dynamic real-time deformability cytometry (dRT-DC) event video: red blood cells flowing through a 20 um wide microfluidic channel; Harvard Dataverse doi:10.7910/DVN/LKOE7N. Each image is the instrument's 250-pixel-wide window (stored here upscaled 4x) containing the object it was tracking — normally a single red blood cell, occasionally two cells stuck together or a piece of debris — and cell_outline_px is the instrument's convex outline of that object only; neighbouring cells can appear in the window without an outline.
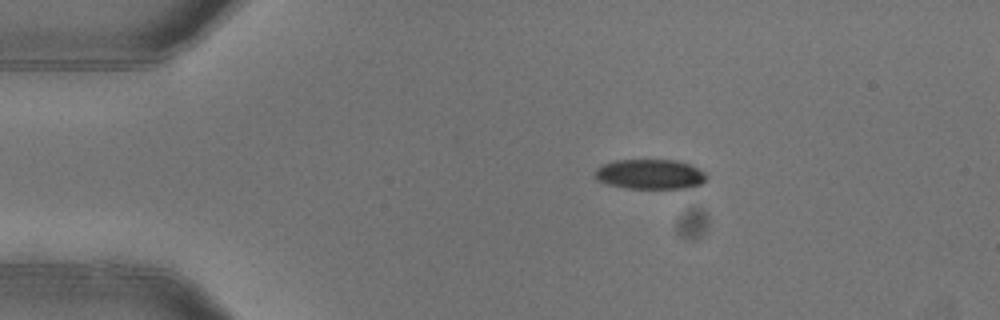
{"species": "common noctule bat (a hibernating species)", "species_latin": "Nyctalus noctula", "temperature_condition": "warm", "stored_images_in_passage": 2, "camera_frame_rate_fps": 3000, "um_per_image_px": 0.085, "animal": {"sex": "female"}, "frame": {"image": 1, "passage_image": 1, "time_ms": 0.0, "image_size_px": [1000, 320], "cell_outline_px": [[708, 176], [700, 184], [684, 188], [624, 188], [608, 184], [596, 180], [592, 176], [596, 168], [604, 164], [616, 160], [676, 160], [688, 164], [704, 172]], "centroid_in_image_um": [55.19, 14.81], "position_along_channel_um": 29.8, "area_um2": 19.36}}